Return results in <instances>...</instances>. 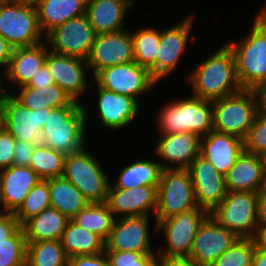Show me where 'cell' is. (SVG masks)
Returning a JSON list of instances; mask_svg holds the SVG:
<instances>
[{
  "mask_svg": "<svg viewBox=\"0 0 266 266\" xmlns=\"http://www.w3.org/2000/svg\"><path fill=\"white\" fill-rule=\"evenodd\" d=\"M188 80L193 88V96L209 101L243 90L237 77L235 57L228 44H224L192 70Z\"/></svg>",
  "mask_w": 266,
  "mask_h": 266,
  "instance_id": "cell-1",
  "label": "cell"
},
{
  "mask_svg": "<svg viewBox=\"0 0 266 266\" xmlns=\"http://www.w3.org/2000/svg\"><path fill=\"white\" fill-rule=\"evenodd\" d=\"M88 108L77 101L51 109L41 131V145L69 155L86 146ZM86 141V142H85Z\"/></svg>",
  "mask_w": 266,
  "mask_h": 266,
  "instance_id": "cell-2",
  "label": "cell"
},
{
  "mask_svg": "<svg viewBox=\"0 0 266 266\" xmlns=\"http://www.w3.org/2000/svg\"><path fill=\"white\" fill-rule=\"evenodd\" d=\"M227 44L233 51L242 89L255 90L266 81V33L254 21L245 38Z\"/></svg>",
  "mask_w": 266,
  "mask_h": 266,
  "instance_id": "cell-3",
  "label": "cell"
},
{
  "mask_svg": "<svg viewBox=\"0 0 266 266\" xmlns=\"http://www.w3.org/2000/svg\"><path fill=\"white\" fill-rule=\"evenodd\" d=\"M213 130L245 139L259 112L255 90L243 89L212 101Z\"/></svg>",
  "mask_w": 266,
  "mask_h": 266,
  "instance_id": "cell-4",
  "label": "cell"
},
{
  "mask_svg": "<svg viewBox=\"0 0 266 266\" xmlns=\"http://www.w3.org/2000/svg\"><path fill=\"white\" fill-rule=\"evenodd\" d=\"M0 35L13 47L41 43L42 36L35 3L0 0Z\"/></svg>",
  "mask_w": 266,
  "mask_h": 266,
  "instance_id": "cell-5",
  "label": "cell"
},
{
  "mask_svg": "<svg viewBox=\"0 0 266 266\" xmlns=\"http://www.w3.org/2000/svg\"><path fill=\"white\" fill-rule=\"evenodd\" d=\"M62 177L71 182L89 203L106 202L110 180L100 162L86 147L65 155Z\"/></svg>",
  "mask_w": 266,
  "mask_h": 266,
  "instance_id": "cell-6",
  "label": "cell"
},
{
  "mask_svg": "<svg viewBox=\"0 0 266 266\" xmlns=\"http://www.w3.org/2000/svg\"><path fill=\"white\" fill-rule=\"evenodd\" d=\"M258 196L259 192L228 191L222 202L209 215L238 238L256 239L259 230Z\"/></svg>",
  "mask_w": 266,
  "mask_h": 266,
  "instance_id": "cell-7",
  "label": "cell"
},
{
  "mask_svg": "<svg viewBox=\"0 0 266 266\" xmlns=\"http://www.w3.org/2000/svg\"><path fill=\"white\" fill-rule=\"evenodd\" d=\"M51 109H28L19 103L0 83V125L16 140L41 144V131Z\"/></svg>",
  "mask_w": 266,
  "mask_h": 266,
  "instance_id": "cell-8",
  "label": "cell"
},
{
  "mask_svg": "<svg viewBox=\"0 0 266 266\" xmlns=\"http://www.w3.org/2000/svg\"><path fill=\"white\" fill-rule=\"evenodd\" d=\"M198 207L188 169H164L157 188L156 221Z\"/></svg>",
  "mask_w": 266,
  "mask_h": 266,
  "instance_id": "cell-9",
  "label": "cell"
},
{
  "mask_svg": "<svg viewBox=\"0 0 266 266\" xmlns=\"http://www.w3.org/2000/svg\"><path fill=\"white\" fill-rule=\"evenodd\" d=\"M209 213L196 207L167 219L155 221L156 231H163L166 247L158 249L157 257H189L193 240ZM162 229V230H161Z\"/></svg>",
  "mask_w": 266,
  "mask_h": 266,
  "instance_id": "cell-10",
  "label": "cell"
},
{
  "mask_svg": "<svg viewBox=\"0 0 266 266\" xmlns=\"http://www.w3.org/2000/svg\"><path fill=\"white\" fill-rule=\"evenodd\" d=\"M93 79L95 84L117 94L136 99L137 96L151 90L158 82L151 76L148 69L135 61L126 64L106 67L98 71Z\"/></svg>",
  "mask_w": 266,
  "mask_h": 266,
  "instance_id": "cell-11",
  "label": "cell"
},
{
  "mask_svg": "<svg viewBox=\"0 0 266 266\" xmlns=\"http://www.w3.org/2000/svg\"><path fill=\"white\" fill-rule=\"evenodd\" d=\"M96 35L84 14L57 26L46 35L45 40L54 53L86 60Z\"/></svg>",
  "mask_w": 266,
  "mask_h": 266,
  "instance_id": "cell-12",
  "label": "cell"
},
{
  "mask_svg": "<svg viewBox=\"0 0 266 266\" xmlns=\"http://www.w3.org/2000/svg\"><path fill=\"white\" fill-rule=\"evenodd\" d=\"M134 61L131 31L126 29L96 35L86 59L88 68L94 76L98 71L115 65Z\"/></svg>",
  "mask_w": 266,
  "mask_h": 266,
  "instance_id": "cell-13",
  "label": "cell"
},
{
  "mask_svg": "<svg viewBox=\"0 0 266 266\" xmlns=\"http://www.w3.org/2000/svg\"><path fill=\"white\" fill-rule=\"evenodd\" d=\"M188 171L194 186L197 206L210 214L222 202L228 192L225 175L219 173L201 155L192 162Z\"/></svg>",
  "mask_w": 266,
  "mask_h": 266,
  "instance_id": "cell-14",
  "label": "cell"
},
{
  "mask_svg": "<svg viewBox=\"0 0 266 266\" xmlns=\"http://www.w3.org/2000/svg\"><path fill=\"white\" fill-rule=\"evenodd\" d=\"M149 217L132 216L115 219L105 250L131 251L142 254L153 253L149 237Z\"/></svg>",
  "mask_w": 266,
  "mask_h": 266,
  "instance_id": "cell-15",
  "label": "cell"
},
{
  "mask_svg": "<svg viewBox=\"0 0 266 266\" xmlns=\"http://www.w3.org/2000/svg\"><path fill=\"white\" fill-rule=\"evenodd\" d=\"M45 64L53 78V82L62 88L73 101L81 103V95L88 91L86 70L88 64L85 59L47 52ZM85 91V92H84ZM79 98V99H78Z\"/></svg>",
  "mask_w": 266,
  "mask_h": 266,
  "instance_id": "cell-16",
  "label": "cell"
},
{
  "mask_svg": "<svg viewBox=\"0 0 266 266\" xmlns=\"http://www.w3.org/2000/svg\"><path fill=\"white\" fill-rule=\"evenodd\" d=\"M237 239L209 215L197 231L189 257L199 266H211Z\"/></svg>",
  "mask_w": 266,
  "mask_h": 266,
  "instance_id": "cell-17",
  "label": "cell"
},
{
  "mask_svg": "<svg viewBox=\"0 0 266 266\" xmlns=\"http://www.w3.org/2000/svg\"><path fill=\"white\" fill-rule=\"evenodd\" d=\"M158 139L154 152L164 160L160 162L163 170L188 169L200 155L201 137L194 132L161 134Z\"/></svg>",
  "mask_w": 266,
  "mask_h": 266,
  "instance_id": "cell-18",
  "label": "cell"
},
{
  "mask_svg": "<svg viewBox=\"0 0 266 266\" xmlns=\"http://www.w3.org/2000/svg\"><path fill=\"white\" fill-rule=\"evenodd\" d=\"M194 15L181 23L160 31V44L156 57V81L167 77L176 70L180 57L185 52Z\"/></svg>",
  "mask_w": 266,
  "mask_h": 266,
  "instance_id": "cell-19",
  "label": "cell"
},
{
  "mask_svg": "<svg viewBox=\"0 0 266 266\" xmlns=\"http://www.w3.org/2000/svg\"><path fill=\"white\" fill-rule=\"evenodd\" d=\"M106 203L116 218L150 216L157 209V187L109 188Z\"/></svg>",
  "mask_w": 266,
  "mask_h": 266,
  "instance_id": "cell-20",
  "label": "cell"
},
{
  "mask_svg": "<svg viewBox=\"0 0 266 266\" xmlns=\"http://www.w3.org/2000/svg\"><path fill=\"white\" fill-rule=\"evenodd\" d=\"M40 180L29 166L12 165L0 170V211L15 213Z\"/></svg>",
  "mask_w": 266,
  "mask_h": 266,
  "instance_id": "cell-21",
  "label": "cell"
},
{
  "mask_svg": "<svg viewBox=\"0 0 266 266\" xmlns=\"http://www.w3.org/2000/svg\"><path fill=\"white\" fill-rule=\"evenodd\" d=\"M98 114L101 124L109 130H119L131 124L139 115L140 103L129 96L117 94L97 85Z\"/></svg>",
  "mask_w": 266,
  "mask_h": 266,
  "instance_id": "cell-22",
  "label": "cell"
},
{
  "mask_svg": "<svg viewBox=\"0 0 266 266\" xmlns=\"http://www.w3.org/2000/svg\"><path fill=\"white\" fill-rule=\"evenodd\" d=\"M244 152V140L231 134L212 130L201 137L200 155L219 173L225 175Z\"/></svg>",
  "mask_w": 266,
  "mask_h": 266,
  "instance_id": "cell-23",
  "label": "cell"
},
{
  "mask_svg": "<svg viewBox=\"0 0 266 266\" xmlns=\"http://www.w3.org/2000/svg\"><path fill=\"white\" fill-rule=\"evenodd\" d=\"M133 0H87L86 16L95 33H112L124 30L126 11Z\"/></svg>",
  "mask_w": 266,
  "mask_h": 266,
  "instance_id": "cell-24",
  "label": "cell"
},
{
  "mask_svg": "<svg viewBox=\"0 0 266 266\" xmlns=\"http://www.w3.org/2000/svg\"><path fill=\"white\" fill-rule=\"evenodd\" d=\"M227 191L260 192L264 189L262 164L259 155L244 151L225 174Z\"/></svg>",
  "mask_w": 266,
  "mask_h": 266,
  "instance_id": "cell-25",
  "label": "cell"
},
{
  "mask_svg": "<svg viewBox=\"0 0 266 266\" xmlns=\"http://www.w3.org/2000/svg\"><path fill=\"white\" fill-rule=\"evenodd\" d=\"M45 41L28 47L14 48L8 68L4 73L16 87L26 85L45 64L48 49Z\"/></svg>",
  "mask_w": 266,
  "mask_h": 266,
  "instance_id": "cell-26",
  "label": "cell"
},
{
  "mask_svg": "<svg viewBox=\"0 0 266 266\" xmlns=\"http://www.w3.org/2000/svg\"><path fill=\"white\" fill-rule=\"evenodd\" d=\"M87 0H39L35 3L39 26L45 36L71 18L86 13Z\"/></svg>",
  "mask_w": 266,
  "mask_h": 266,
  "instance_id": "cell-27",
  "label": "cell"
},
{
  "mask_svg": "<svg viewBox=\"0 0 266 266\" xmlns=\"http://www.w3.org/2000/svg\"><path fill=\"white\" fill-rule=\"evenodd\" d=\"M69 219L57 209L49 207L28 219L23 228L26 242L60 240Z\"/></svg>",
  "mask_w": 266,
  "mask_h": 266,
  "instance_id": "cell-28",
  "label": "cell"
},
{
  "mask_svg": "<svg viewBox=\"0 0 266 266\" xmlns=\"http://www.w3.org/2000/svg\"><path fill=\"white\" fill-rule=\"evenodd\" d=\"M48 188L50 207L57 209L69 220L89 204L83 194L63 177L49 178Z\"/></svg>",
  "mask_w": 266,
  "mask_h": 266,
  "instance_id": "cell-29",
  "label": "cell"
},
{
  "mask_svg": "<svg viewBox=\"0 0 266 266\" xmlns=\"http://www.w3.org/2000/svg\"><path fill=\"white\" fill-rule=\"evenodd\" d=\"M60 242L68 258L105 251V241L100 236L80 227L72 220L68 221Z\"/></svg>",
  "mask_w": 266,
  "mask_h": 266,
  "instance_id": "cell-30",
  "label": "cell"
},
{
  "mask_svg": "<svg viewBox=\"0 0 266 266\" xmlns=\"http://www.w3.org/2000/svg\"><path fill=\"white\" fill-rule=\"evenodd\" d=\"M118 180L109 188L132 189L139 186H155L158 188L162 167L160 162L151 160H136L121 168Z\"/></svg>",
  "mask_w": 266,
  "mask_h": 266,
  "instance_id": "cell-31",
  "label": "cell"
},
{
  "mask_svg": "<svg viewBox=\"0 0 266 266\" xmlns=\"http://www.w3.org/2000/svg\"><path fill=\"white\" fill-rule=\"evenodd\" d=\"M182 119L184 132H194L200 137L213 130L212 101L191 95L182 98Z\"/></svg>",
  "mask_w": 266,
  "mask_h": 266,
  "instance_id": "cell-32",
  "label": "cell"
},
{
  "mask_svg": "<svg viewBox=\"0 0 266 266\" xmlns=\"http://www.w3.org/2000/svg\"><path fill=\"white\" fill-rule=\"evenodd\" d=\"M20 93L13 97L28 109L40 108H58L69 105L73 100L69 95L55 83L42 88L35 87H19Z\"/></svg>",
  "mask_w": 266,
  "mask_h": 266,
  "instance_id": "cell-33",
  "label": "cell"
},
{
  "mask_svg": "<svg viewBox=\"0 0 266 266\" xmlns=\"http://www.w3.org/2000/svg\"><path fill=\"white\" fill-rule=\"evenodd\" d=\"M116 216L109 210L106 202L89 203L71 220L80 227L97 234L104 241L109 237Z\"/></svg>",
  "mask_w": 266,
  "mask_h": 266,
  "instance_id": "cell-34",
  "label": "cell"
},
{
  "mask_svg": "<svg viewBox=\"0 0 266 266\" xmlns=\"http://www.w3.org/2000/svg\"><path fill=\"white\" fill-rule=\"evenodd\" d=\"M134 61L148 69L156 80V57L160 44V31L153 27H143L132 31Z\"/></svg>",
  "mask_w": 266,
  "mask_h": 266,
  "instance_id": "cell-35",
  "label": "cell"
},
{
  "mask_svg": "<svg viewBox=\"0 0 266 266\" xmlns=\"http://www.w3.org/2000/svg\"><path fill=\"white\" fill-rule=\"evenodd\" d=\"M60 240L27 242L26 266H67Z\"/></svg>",
  "mask_w": 266,
  "mask_h": 266,
  "instance_id": "cell-36",
  "label": "cell"
},
{
  "mask_svg": "<svg viewBox=\"0 0 266 266\" xmlns=\"http://www.w3.org/2000/svg\"><path fill=\"white\" fill-rule=\"evenodd\" d=\"M65 155L46 145H36L31 156V167L42 180L62 177Z\"/></svg>",
  "mask_w": 266,
  "mask_h": 266,
  "instance_id": "cell-37",
  "label": "cell"
},
{
  "mask_svg": "<svg viewBox=\"0 0 266 266\" xmlns=\"http://www.w3.org/2000/svg\"><path fill=\"white\" fill-rule=\"evenodd\" d=\"M50 207L48 179L40 180L14 213L21 226L30 218Z\"/></svg>",
  "mask_w": 266,
  "mask_h": 266,
  "instance_id": "cell-38",
  "label": "cell"
},
{
  "mask_svg": "<svg viewBox=\"0 0 266 266\" xmlns=\"http://www.w3.org/2000/svg\"><path fill=\"white\" fill-rule=\"evenodd\" d=\"M256 239L238 238L211 266H252Z\"/></svg>",
  "mask_w": 266,
  "mask_h": 266,
  "instance_id": "cell-39",
  "label": "cell"
},
{
  "mask_svg": "<svg viewBox=\"0 0 266 266\" xmlns=\"http://www.w3.org/2000/svg\"><path fill=\"white\" fill-rule=\"evenodd\" d=\"M27 242L21 227L7 242L0 243V266H26Z\"/></svg>",
  "mask_w": 266,
  "mask_h": 266,
  "instance_id": "cell-40",
  "label": "cell"
},
{
  "mask_svg": "<svg viewBox=\"0 0 266 266\" xmlns=\"http://www.w3.org/2000/svg\"><path fill=\"white\" fill-rule=\"evenodd\" d=\"M158 124L161 134L184 132L182 119V99L170 101L160 110Z\"/></svg>",
  "mask_w": 266,
  "mask_h": 266,
  "instance_id": "cell-41",
  "label": "cell"
},
{
  "mask_svg": "<svg viewBox=\"0 0 266 266\" xmlns=\"http://www.w3.org/2000/svg\"><path fill=\"white\" fill-rule=\"evenodd\" d=\"M244 151L256 155L266 153V114L260 111L244 139Z\"/></svg>",
  "mask_w": 266,
  "mask_h": 266,
  "instance_id": "cell-42",
  "label": "cell"
},
{
  "mask_svg": "<svg viewBox=\"0 0 266 266\" xmlns=\"http://www.w3.org/2000/svg\"><path fill=\"white\" fill-rule=\"evenodd\" d=\"M110 266H158L157 254L105 250Z\"/></svg>",
  "mask_w": 266,
  "mask_h": 266,
  "instance_id": "cell-43",
  "label": "cell"
},
{
  "mask_svg": "<svg viewBox=\"0 0 266 266\" xmlns=\"http://www.w3.org/2000/svg\"><path fill=\"white\" fill-rule=\"evenodd\" d=\"M15 138L0 125V170L13 165Z\"/></svg>",
  "mask_w": 266,
  "mask_h": 266,
  "instance_id": "cell-44",
  "label": "cell"
},
{
  "mask_svg": "<svg viewBox=\"0 0 266 266\" xmlns=\"http://www.w3.org/2000/svg\"><path fill=\"white\" fill-rule=\"evenodd\" d=\"M20 228L14 213L0 211V243L7 242Z\"/></svg>",
  "mask_w": 266,
  "mask_h": 266,
  "instance_id": "cell-45",
  "label": "cell"
},
{
  "mask_svg": "<svg viewBox=\"0 0 266 266\" xmlns=\"http://www.w3.org/2000/svg\"><path fill=\"white\" fill-rule=\"evenodd\" d=\"M36 144L31 142L18 141L15 139V152L13 157V165L29 166L31 156L34 152Z\"/></svg>",
  "mask_w": 266,
  "mask_h": 266,
  "instance_id": "cell-46",
  "label": "cell"
},
{
  "mask_svg": "<svg viewBox=\"0 0 266 266\" xmlns=\"http://www.w3.org/2000/svg\"><path fill=\"white\" fill-rule=\"evenodd\" d=\"M67 266H110L105 252L68 258Z\"/></svg>",
  "mask_w": 266,
  "mask_h": 266,
  "instance_id": "cell-47",
  "label": "cell"
},
{
  "mask_svg": "<svg viewBox=\"0 0 266 266\" xmlns=\"http://www.w3.org/2000/svg\"><path fill=\"white\" fill-rule=\"evenodd\" d=\"M54 84L53 78L48 70L46 64H44L37 73L29 80V82L21 87H35L42 88L44 86H50Z\"/></svg>",
  "mask_w": 266,
  "mask_h": 266,
  "instance_id": "cell-48",
  "label": "cell"
},
{
  "mask_svg": "<svg viewBox=\"0 0 266 266\" xmlns=\"http://www.w3.org/2000/svg\"><path fill=\"white\" fill-rule=\"evenodd\" d=\"M158 266H199L191 257H158Z\"/></svg>",
  "mask_w": 266,
  "mask_h": 266,
  "instance_id": "cell-49",
  "label": "cell"
},
{
  "mask_svg": "<svg viewBox=\"0 0 266 266\" xmlns=\"http://www.w3.org/2000/svg\"><path fill=\"white\" fill-rule=\"evenodd\" d=\"M257 222L259 229L266 226V192L264 190H261L258 196Z\"/></svg>",
  "mask_w": 266,
  "mask_h": 266,
  "instance_id": "cell-50",
  "label": "cell"
},
{
  "mask_svg": "<svg viewBox=\"0 0 266 266\" xmlns=\"http://www.w3.org/2000/svg\"><path fill=\"white\" fill-rule=\"evenodd\" d=\"M13 47L0 35V66H5L6 72L13 52Z\"/></svg>",
  "mask_w": 266,
  "mask_h": 266,
  "instance_id": "cell-51",
  "label": "cell"
},
{
  "mask_svg": "<svg viewBox=\"0 0 266 266\" xmlns=\"http://www.w3.org/2000/svg\"><path fill=\"white\" fill-rule=\"evenodd\" d=\"M255 92L258 97L259 111L266 114V81L259 85Z\"/></svg>",
  "mask_w": 266,
  "mask_h": 266,
  "instance_id": "cell-52",
  "label": "cell"
},
{
  "mask_svg": "<svg viewBox=\"0 0 266 266\" xmlns=\"http://www.w3.org/2000/svg\"><path fill=\"white\" fill-rule=\"evenodd\" d=\"M252 266H266V251L262 249L257 242L252 258Z\"/></svg>",
  "mask_w": 266,
  "mask_h": 266,
  "instance_id": "cell-53",
  "label": "cell"
},
{
  "mask_svg": "<svg viewBox=\"0 0 266 266\" xmlns=\"http://www.w3.org/2000/svg\"><path fill=\"white\" fill-rule=\"evenodd\" d=\"M266 33V5L254 17V20Z\"/></svg>",
  "mask_w": 266,
  "mask_h": 266,
  "instance_id": "cell-54",
  "label": "cell"
},
{
  "mask_svg": "<svg viewBox=\"0 0 266 266\" xmlns=\"http://www.w3.org/2000/svg\"><path fill=\"white\" fill-rule=\"evenodd\" d=\"M256 242L262 249L266 251V226L258 230Z\"/></svg>",
  "mask_w": 266,
  "mask_h": 266,
  "instance_id": "cell-55",
  "label": "cell"
},
{
  "mask_svg": "<svg viewBox=\"0 0 266 266\" xmlns=\"http://www.w3.org/2000/svg\"><path fill=\"white\" fill-rule=\"evenodd\" d=\"M259 157L262 164L263 178L266 183V153L259 155Z\"/></svg>",
  "mask_w": 266,
  "mask_h": 266,
  "instance_id": "cell-56",
  "label": "cell"
},
{
  "mask_svg": "<svg viewBox=\"0 0 266 266\" xmlns=\"http://www.w3.org/2000/svg\"><path fill=\"white\" fill-rule=\"evenodd\" d=\"M20 1H24V2H27V3H36L39 0H20Z\"/></svg>",
  "mask_w": 266,
  "mask_h": 266,
  "instance_id": "cell-57",
  "label": "cell"
}]
</instances>
